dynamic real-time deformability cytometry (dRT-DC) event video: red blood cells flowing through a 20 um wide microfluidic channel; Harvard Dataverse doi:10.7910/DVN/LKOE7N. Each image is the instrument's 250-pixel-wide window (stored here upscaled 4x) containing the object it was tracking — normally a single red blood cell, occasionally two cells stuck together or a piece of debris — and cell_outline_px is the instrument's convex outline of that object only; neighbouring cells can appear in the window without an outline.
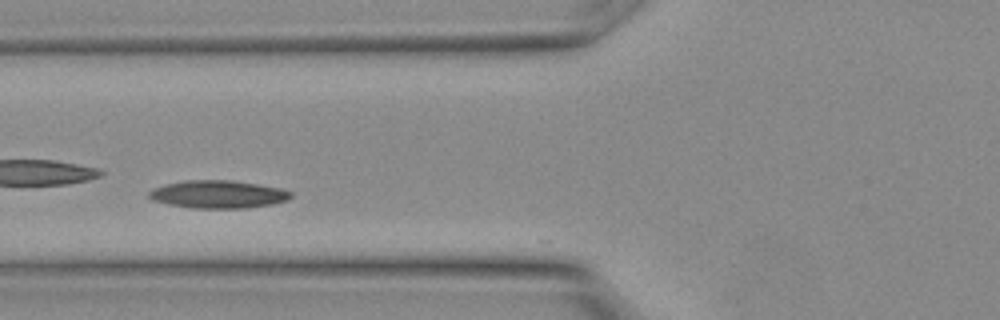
{"species": "Egyptian fruit bat (a non-hibernating species)", "species_latin": "Rousettus aegyptiacus", "temperature_condition": "warm", "stored_images_in_passage": 9, "camera_frame_rate_fps": 3000, "um_per_image_px": 0.085, "animal": {"sex": "female"}, "frame": {"image": 1, "passage_image": 2, "time_ms": 0.333, "image_size_px": [1000, 320], "cell_outline_px": [[292, 196], [288, 200], [272, 204], [244, 208], [192, 208], [168, 204], [152, 200], [148, 196], [148, 192], [164, 184], [188, 180], [232, 180], [280, 188], [292, 192]], "centroid_in_image_um": [18.54, 16.52], "position_along_channel_um": 107.3, "area_um2": 22.89}}
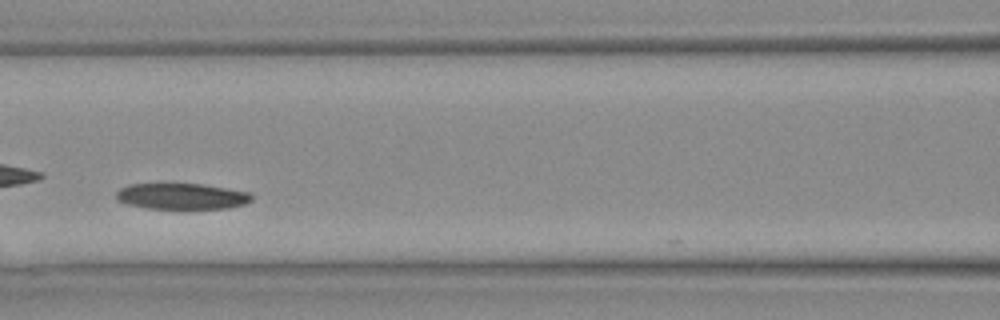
{"frame": {"image": 2, "passage_image": 4, "time_ms": 1.0, "image_size_px": [1000, 320], "cell_outline_px": [[252, 200], [244, 204], [228, 208], [144, 208], [128, 204], [116, 200], [116, 192], [120, 188], [128, 184], [200, 184], [248, 192], [252, 196]], "centroid_in_image_um": [15.4, 16.68], "position_along_channel_um": 151.2, "area_um2": 20.29}}